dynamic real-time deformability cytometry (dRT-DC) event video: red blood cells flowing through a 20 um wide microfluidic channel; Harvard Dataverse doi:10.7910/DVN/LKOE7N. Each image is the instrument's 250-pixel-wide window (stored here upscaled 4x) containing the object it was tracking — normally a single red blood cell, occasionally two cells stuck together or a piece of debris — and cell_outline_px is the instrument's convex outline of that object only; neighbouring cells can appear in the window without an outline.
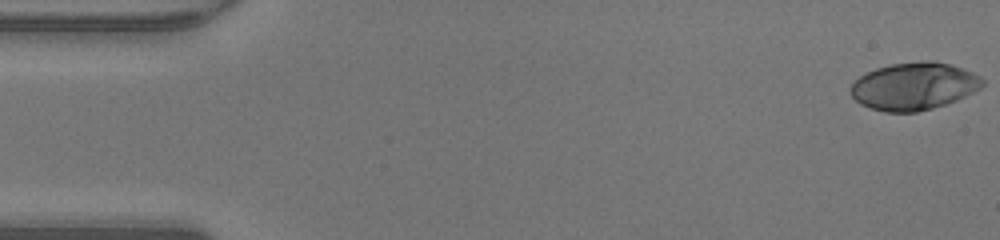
{"species": "human", "species_latin": "Homo sapiens", "temperature_condition": "warm", "stored_images_in_passage": 48, "camera_frame_rate_fps": 3000, "um_per_image_px": 0.085, "donor": {"sex": "male"}, "frame": {"image": 1, "passage_image": 1, "time_ms": 0.0, "image_size_px": [1000, 240], "cell_outline_px": [[984, 84], [980, 88], [956, 100], [932, 108], [916, 112], [884, 112], [860, 104], [852, 96], [848, 88], [860, 76], [876, 68], [892, 64], [952, 64], [972, 72], [980, 76], [984, 80]], "centroid_in_image_um": [77.66, 7.37], "position_along_channel_um": 7.3, "area_um2": 35.43}}
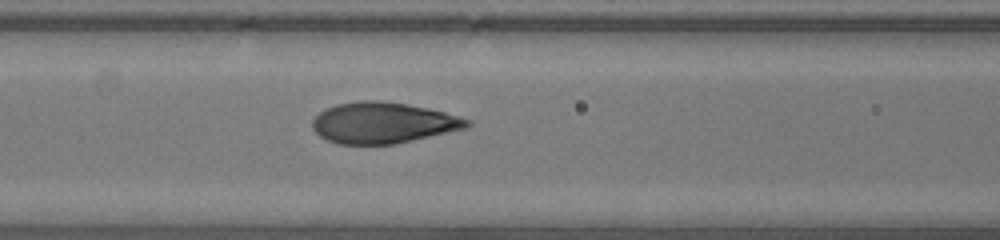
{"frame": {"image": 2, "passage_image": 20, "time_ms": 6.333, "image_size_px": [1000, 240], "cell_outline_px": [[472, 124], [468, 128], [396, 144], [336, 144], [320, 136], [312, 128], [312, 120], [324, 108], [336, 104], [360, 100], [376, 100], [408, 104], [428, 108], [444, 112], [472, 120]], "centroid_in_image_um": [32.57, 10.44], "position_along_channel_um": 134.0, "area_um2": 37.22}}
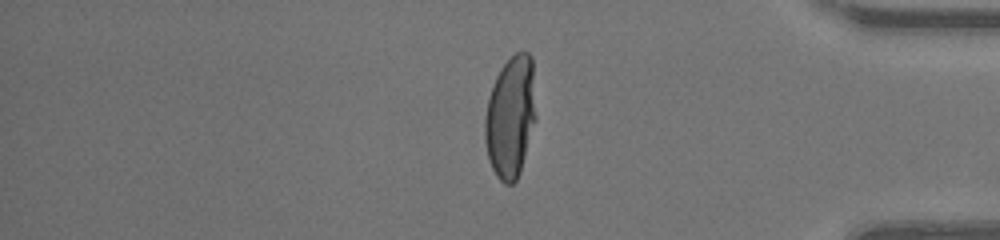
{"frame": {"image": 3, "passage_image": 40, "time_ms": 13.0, "image_size_px": [1000, 240], "cell_outline_px": [[536, 120], [520, 172], [516, 180], [512, 184], [504, 184], [496, 176], [488, 160], [484, 140], [484, 120], [488, 100], [492, 84], [500, 68], [516, 52], [528, 52], [532, 56], [536, 116]], "centroid_in_image_um": [43.39, 9.95], "position_along_channel_um": 391.8, "area_um2": 36.59}, "authors_computed_cell_mechanics": {"area_um2": 36.5874, "velocity_mm_per_s": 4.2936, "shape_relaxation_time_tau1_ms": 5.0485, "shape_relaxation_time_tau2_ms": null, "deformation_change_tau1": 0.2902, "deformation_change_tau2": null}}